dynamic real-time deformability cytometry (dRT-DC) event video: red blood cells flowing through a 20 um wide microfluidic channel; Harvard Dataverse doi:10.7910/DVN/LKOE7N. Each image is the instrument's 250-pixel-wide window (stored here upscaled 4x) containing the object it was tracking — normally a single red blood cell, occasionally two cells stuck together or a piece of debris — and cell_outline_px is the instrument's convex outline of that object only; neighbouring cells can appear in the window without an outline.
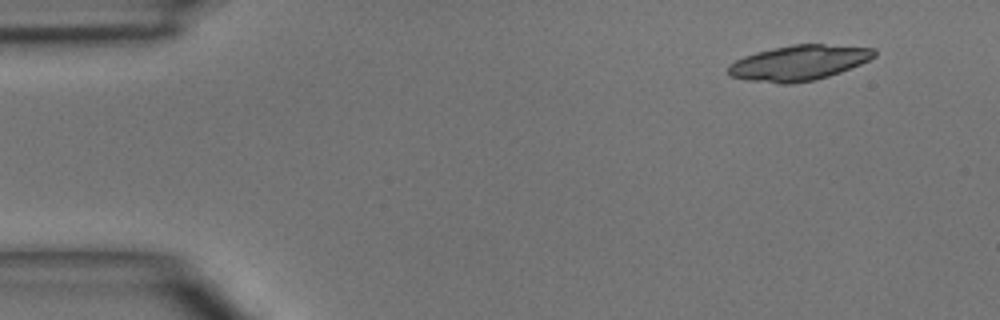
{"species": "common noctule bat (a hibernating species)", "species_latin": "Nyctalus noctula", "temperature_condition": "room temperature", "stored_images_in_passage": 4, "camera_frame_rate_fps": 3000, "um_per_image_px": 0.085, "animal": {"sex": "male", "body_mass_g": 15.6}, "frame": {"image": 1, "passage_image": 1, "time_ms": 0.0, "image_size_px": [1000, 320], "cell_outline_px": [[876, 56], [860, 64], [840, 72], [828, 76], [812, 80], [792, 84], [780, 84], [748, 80], [728, 76], [728, 68], [736, 60], [744, 56], [756, 52], [772, 48], [792, 44], [824, 44], [876, 48]], "centroid_in_image_um": [67.9, 5.34], "position_along_channel_um": 17.1, "area_um2": 29.94}}